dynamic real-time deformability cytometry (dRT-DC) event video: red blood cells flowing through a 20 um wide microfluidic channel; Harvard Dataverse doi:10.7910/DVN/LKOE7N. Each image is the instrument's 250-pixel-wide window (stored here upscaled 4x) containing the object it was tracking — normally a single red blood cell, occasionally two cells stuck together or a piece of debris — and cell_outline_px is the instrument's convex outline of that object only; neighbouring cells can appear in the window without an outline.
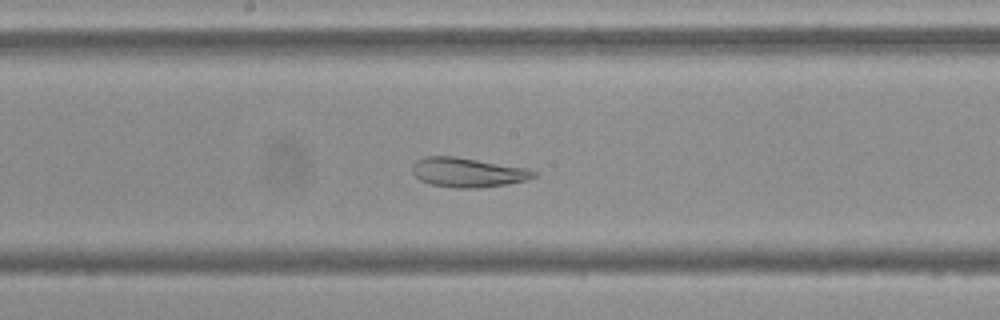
{"species": "Egyptian fruit bat (a non-hibernating species)", "species_latin": "Rousettus aegyptiacus", "temperature_condition": "cold", "stored_images_in_passage": 56, "camera_frame_rate_fps": 3000, "um_per_image_px": 0.085, "frame": {"image": 1, "passage_image": 30, "time_ms": 9.667, "image_size_px": [1000, 320], "cell_outline_px": [[536, 176], [524, 180], [504, 184], [480, 188], [456, 188], [432, 184], [420, 180], [412, 172], [412, 164], [416, 160], [424, 156], [456, 156], [528, 168], [536, 172]], "centroid_in_image_um": [39.72, 14.64], "position_along_channel_um": 208.5, "area_um2": 20.81}}
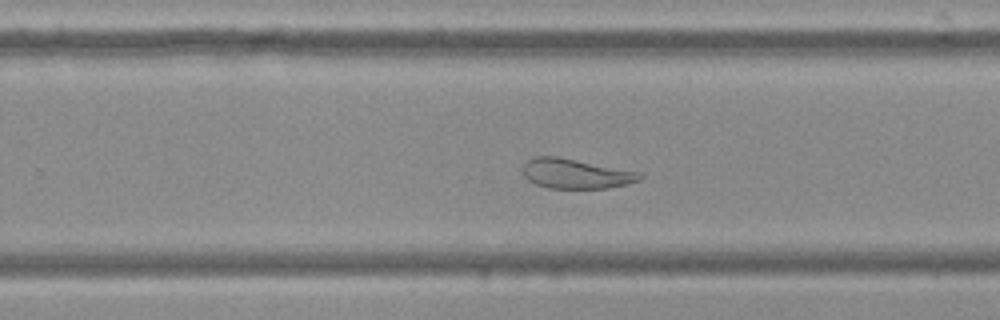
{"frame": {"image": 2, "passage_image": 36, "time_ms": 11.667, "image_size_px": [1000, 320], "cell_outline_px": [[644, 176], [640, 180], [628, 184], [608, 188], [548, 188], [536, 184], [528, 180], [524, 176], [524, 164], [532, 156], [556, 156], [640, 172]], "centroid_in_image_um": [48.95, 14.76], "position_along_channel_um": 280.9, "area_um2": 20.23}}
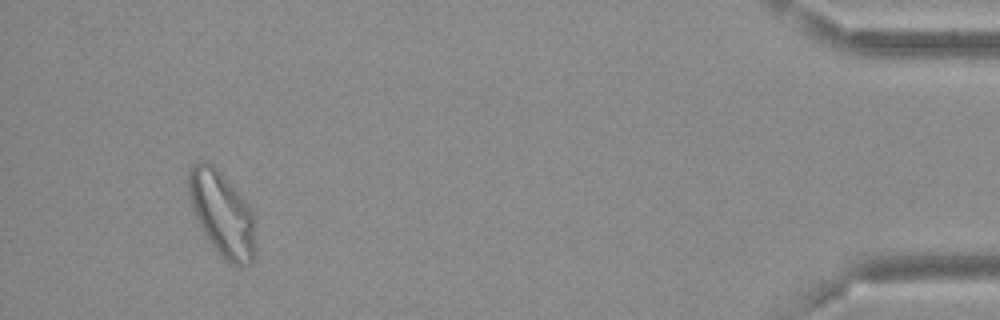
{"frame": {"image": 3, "passage_image": 53, "time_ms": 17.333, "image_size_px": [1000, 320], "cell_outline_px": [[256, 252], [252, 260], [248, 264], [240, 268], [232, 264], [220, 256], [204, 232], [192, 208], [188, 196], [188, 172], [192, 164], [196, 160], [204, 160], [212, 164], [224, 176], [244, 200], [252, 212]], "centroid_in_image_um": [18.86, 18.16], "position_along_channel_um": 416.3, "area_um2": 32.71}, "authors_computed_cell_mechanics": {"area_um2": 28.2353, "velocity_mm_per_s": 3.6267, "shape_relaxation_time_tau1_ms": null, "shape_relaxation_time_tau2_ms": 3.246, "deformation_change_tau1": null, "deformation_change_tau2": 0.0923}}